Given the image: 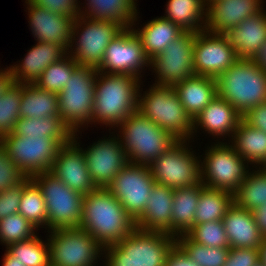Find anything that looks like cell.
Returning a JSON list of instances; mask_svg holds the SVG:
<instances>
[{
    "label": "cell",
    "mask_w": 266,
    "mask_h": 266,
    "mask_svg": "<svg viewBox=\"0 0 266 266\" xmlns=\"http://www.w3.org/2000/svg\"><path fill=\"white\" fill-rule=\"evenodd\" d=\"M29 179L30 177H26L21 183L0 193V221L8 215L18 213L22 187Z\"/></svg>",
    "instance_id": "obj_45"
},
{
    "label": "cell",
    "mask_w": 266,
    "mask_h": 266,
    "mask_svg": "<svg viewBox=\"0 0 266 266\" xmlns=\"http://www.w3.org/2000/svg\"><path fill=\"white\" fill-rule=\"evenodd\" d=\"M6 251L24 266H50L48 241L41 240L37 235L29 240L8 245Z\"/></svg>",
    "instance_id": "obj_38"
},
{
    "label": "cell",
    "mask_w": 266,
    "mask_h": 266,
    "mask_svg": "<svg viewBox=\"0 0 266 266\" xmlns=\"http://www.w3.org/2000/svg\"><path fill=\"white\" fill-rule=\"evenodd\" d=\"M150 87L143 94L139 90L137 111L176 139L192 140L193 120L186 113L173 86L153 84Z\"/></svg>",
    "instance_id": "obj_6"
},
{
    "label": "cell",
    "mask_w": 266,
    "mask_h": 266,
    "mask_svg": "<svg viewBox=\"0 0 266 266\" xmlns=\"http://www.w3.org/2000/svg\"><path fill=\"white\" fill-rule=\"evenodd\" d=\"M47 232L50 234L47 238L50 266H95L103 256V247L82 228Z\"/></svg>",
    "instance_id": "obj_13"
},
{
    "label": "cell",
    "mask_w": 266,
    "mask_h": 266,
    "mask_svg": "<svg viewBox=\"0 0 266 266\" xmlns=\"http://www.w3.org/2000/svg\"><path fill=\"white\" fill-rule=\"evenodd\" d=\"M259 260V249L230 248L223 266H255Z\"/></svg>",
    "instance_id": "obj_47"
},
{
    "label": "cell",
    "mask_w": 266,
    "mask_h": 266,
    "mask_svg": "<svg viewBox=\"0 0 266 266\" xmlns=\"http://www.w3.org/2000/svg\"><path fill=\"white\" fill-rule=\"evenodd\" d=\"M31 179L41 189L45 201L48 231L79 227L83 195L71 190L49 171L33 175Z\"/></svg>",
    "instance_id": "obj_9"
},
{
    "label": "cell",
    "mask_w": 266,
    "mask_h": 266,
    "mask_svg": "<svg viewBox=\"0 0 266 266\" xmlns=\"http://www.w3.org/2000/svg\"><path fill=\"white\" fill-rule=\"evenodd\" d=\"M26 175L10 159L6 148L0 142V193L21 183Z\"/></svg>",
    "instance_id": "obj_44"
},
{
    "label": "cell",
    "mask_w": 266,
    "mask_h": 266,
    "mask_svg": "<svg viewBox=\"0 0 266 266\" xmlns=\"http://www.w3.org/2000/svg\"><path fill=\"white\" fill-rule=\"evenodd\" d=\"M222 221L229 248L259 249L264 237L260 234L251 211L238 207L233 202Z\"/></svg>",
    "instance_id": "obj_25"
},
{
    "label": "cell",
    "mask_w": 266,
    "mask_h": 266,
    "mask_svg": "<svg viewBox=\"0 0 266 266\" xmlns=\"http://www.w3.org/2000/svg\"><path fill=\"white\" fill-rule=\"evenodd\" d=\"M133 27L132 30L140 39L144 52L149 60L153 56L163 52V50L184 31L178 25L165 19L163 16L148 21V23L144 24L142 29H135V26Z\"/></svg>",
    "instance_id": "obj_29"
},
{
    "label": "cell",
    "mask_w": 266,
    "mask_h": 266,
    "mask_svg": "<svg viewBox=\"0 0 266 266\" xmlns=\"http://www.w3.org/2000/svg\"><path fill=\"white\" fill-rule=\"evenodd\" d=\"M38 229L21 214L8 215L0 221V242L6 247L10 244L33 238Z\"/></svg>",
    "instance_id": "obj_42"
},
{
    "label": "cell",
    "mask_w": 266,
    "mask_h": 266,
    "mask_svg": "<svg viewBox=\"0 0 266 266\" xmlns=\"http://www.w3.org/2000/svg\"><path fill=\"white\" fill-rule=\"evenodd\" d=\"M255 266H266L262 261H258V263Z\"/></svg>",
    "instance_id": "obj_56"
},
{
    "label": "cell",
    "mask_w": 266,
    "mask_h": 266,
    "mask_svg": "<svg viewBox=\"0 0 266 266\" xmlns=\"http://www.w3.org/2000/svg\"><path fill=\"white\" fill-rule=\"evenodd\" d=\"M149 67V58L132 27L124 28L107 46L98 72L125 74L142 78V70ZM141 77V78H140Z\"/></svg>",
    "instance_id": "obj_16"
},
{
    "label": "cell",
    "mask_w": 266,
    "mask_h": 266,
    "mask_svg": "<svg viewBox=\"0 0 266 266\" xmlns=\"http://www.w3.org/2000/svg\"><path fill=\"white\" fill-rule=\"evenodd\" d=\"M255 62L259 64V66L266 72V42L260 48L257 55L253 58Z\"/></svg>",
    "instance_id": "obj_52"
},
{
    "label": "cell",
    "mask_w": 266,
    "mask_h": 266,
    "mask_svg": "<svg viewBox=\"0 0 266 266\" xmlns=\"http://www.w3.org/2000/svg\"><path fill=\"white\" fill-rule=\"evenodd\" d=\"M165 266H199L176 244L169 252Z\"/></svg>",
    "instance_id": "obj_49"
},
{
    "label": "cell",
    "mask_w": 266,
    "mask_h": 266,
    "mask_svg": "<svg viewBox=\"0 0 266 266\" xmlns=\"http://www.w3.org/2000/svg\"><path fill=\"white\" fill-rule=\"evenodd\" d=\"M186 235L193 242L207 247L229 248V241L222 220L193 225Z\"/></svg>",
    "instance_id": "obj_43"
},
{
    "label": "cell",
    "mask_w": 266,
    "mask_h": 266,
    "mask_svg": "<svg viewBox=\"0 0 266 266\" xmlns=\"http://www.w3.org/2000/svg\"><path fill=\"white\" fill-rule=\"evenodd\" d=\"M137 0H87L81 16L91 20L115 21L124 28L132 27L138 18Z\"/></svg>",
    "instance_id": "obj_28"
},
{
    "label": "cell",
    "mask_w": 266,
    "mask_h": 266,
    "mask_svg": "<svg viewBox=\"0 0 266 266\" xmlns=\"http://www.w3.org/2000/svg\"><path fill=\"white\" fill-rule=\"evenodd\" d=\"M68 51L58 43L37 42L28 50L25 58L16 65L7 67L15 83H35L43 71L52 63L59 61Z\"/></svg>",
    "instance_id": "obj_22"
},
{
    "label": "cell",
    "mask_w": 266,
    "mask_h": 266,
    "mask_svg": "<svg viewBox=\"0 0 266 266\" xmlns=\"http://www.w3.org/2000/svg\"><path fill=\"white\" fill-rule=\"evenodd\" d=\"M173 194L174 189L155 183L143 214L135 221V227L172 235Z\"/></svg>",
    "instance_id": "obj_24"
},
{
    "label": "cell",
    "mask_w": 266,
    "mask_h": 266,
    "mask_svg": "<svg viewBox=\"0 0 266 266\" xmlns=\"http://www.w3.org/2000/svg\"><path fill=\"white\" fill-rule=\"evenodd\" d=\"M82 228L104 248L120 242L136 227L122 204L107 190L96 188L83 196Z\"/></svg>",
    "instance_id": "obj_1"
},
{
    "label": "cell",
    "mask_w": 266,
    "mask_h": 266,
    "mask_svg": "<svg viewBox=\"0 0 266 266\" xmlns=\"http://www.w3.org/2000/svg\"><path fill=\"white\" fill-rule=\"evenodd\" d=\"M15 135H23L26 137H40L49 136L51 138H72L73 133L62 122L60 117H41L24 118L16 122L12 131Z\"/></svg>",
    "instance_id": "obj_36"
},
{
    "label": "cell",
    "mask_w": 266,
    "mask_h": 266,
    "mask_svg": "<svg viewBox=\"0 0 266 266\" xmlns=\"http://www.w3.org/2000/svg\"><path fill=\"white\" fill-rule=\"evenodd\" d=\"M189 143L178 140L148 165L157 184L179 189L201 183L200 158L191 151Z\"/></svg>",
    "instance_id": "obj_12"
},
{
    "label": "cell",
    "mask_w": 266,
    "mask_h": 266,
    "mask_svg": "<svg viewBox=\"0 0 266 266\" xmlns=\"http://www.w3.org/2000/svg\"><path fill=\"white\" fill-rule=\"evenodd\" d=\"M226 34L206 30L195 33L194 71L196 75L217 78L238 60Z\"/></svg>",
    "instance_id": "obj_17"
},
{
    "label": "cell",
    "mask_w": 266,
    "mask_h": 266,
    "mask_svg": "<svg viewBox=\"0 0 266 266\" xmlns=\"http://www.w3.org/2000/svg\"><path fill=\"white\" fill-rule=\"evenodd\" d=\"M233 202L232 192L204 186L200 190L194 225L222 220Z\"/></svg>",
    "instance_id": "obj_34"
},
{
    "label": "cell",
    "mask_w": 266,
    "mask_h": 266,
    "mask_svg": "<svg viewBox=\"0 0 266 266\" xmlns=\"http://www.w3.org/2000/svg\"><path fill=\"white\" fill-rule=\"evenodd\" d=\"M141 79L125 74L98 72L95 81L92 124L116 128L138 109ZM98 122V123H97Z\"/></svg>",
    "instance_id": "obj_2"
},
{
    "label": "cell",
    "mask_w": 266,
    "mask_h": 266,
    "mask_svg": "<svg viewBox=\"0 0 266 266\" xmlns=\"http://www.w3.org/2000/svg\"><path fill=\"white\" fill-rule=\"evenodd\" d=\"M250 170L246 179L233 193L234 203L248 211L266 204V171L261 167Z\"/></svg>",
    "instance_id": "obj_35"
},
{
    "label": "cell",
    "mask_w": 266,
    "mask_h": 266,
    "mask_svg": "<svg viewBox=\"0 0 266 266\" xmlns=\"http://www.w3.org/2000/svg\"><path fill=\"white\" fill-rule=\"evenodd\" d=\"M71 139L49 136L26 137L11 132L0 138V142L15 165L26 177L31 178L33 175L48 172L60 147Z\"/></svg>",
    "instance_id": "obj_11"
},
{
    "label": "cell",
    "mask_w": 266,
    "mask_h": 266,
    "mask_svg": "<svg viewBox=\"0 0 266 266\" xmlns=\"http://www.w3.org/2000/svg\"><path fill=\"white\" fill-rule=\"evenodd\" d=\"M238 58L253 59L266 42V11L264 8L226 33Z\"/></svg>",
    "instance_id": "obj_26"
},
{
    "label": "cell",
    "mask_w": 266,
    "mask_h": 266,
    "mask_svg": "<svg viewBox=\"0 0 266 266\" xmlns=\"http://www.w3.org/2000/svg\"><path fill=\"white\" fill-rule=\"evenodd\" d=\"M259 257L260 261L266 265V238L263 239L262 244L259 247Z\"/></svg>",
    "instance_id": "obj_54"
},
{
    "label": "cell",
    "mask_w": 266,
    "mask_h": 266,
    "mask_svg": "<svg viewBox=\"0 0 266 266\" xmlns=\"http://www.w3.org/2000/svg\"><path fill=\"white\" fill-rule=\"evenodd\" d=\"M217 141L208 146L204 160H200L201 183L205 187L234 193L246 179L249 164L230 143Z\"/></svg>",
    "instance_id": "obj_10"
},
{
    "label": "cell",
    "mask_w": 266,
    "mask_h": 266,
    "mask_svg": "<svg viewBox=\"0 0 266 266\" xmlns=\"http://www.w3.org/2000/svg\"><path fill=\"white\" fill-rule=\"evenodd\" d=\"M242 116L235 108L218 95L194 118L192 139L197 129H202L217 138L230 137Z\"/></svg>",
    "instance_id": "obj_23"
},
{
    "label": "cell",
    "mask_w": 266,
    "mask_h": 266,
    "mask_svg": "<svg viewBox=\"0 0 266 266\" xmlns=\"http://www.w3.org/2000/svg\"><path fill=\"white\" fill-rule=\"evenodd\" d=\"M18 213L38 230L39 228L47 229L45 201L41 189L31 178L22 187V196Z\"/></svg>",
    "instance_id": "obj_37"
},
{
    "label": "cell",
    "mask_w": 266,
    "mask_h": 266,
    "mask_svg": "<svg viewBox=\"0 0 266 266\" xmlns=\"http://www.w3.org/2000/svg\"><path fill=\"white\" fill-rule=\"evenodd\" d=\"M260 234L266 238V204L252 211Z\"/></svg>",
    "instance_id": "obj_50"
},
{
    "label": "cell",
    "mask_w": 266,
    "mask_h": 266,
    "mask_svg": "<svg viewBox=\"0 0 266 266\" xmlns=\"http://www.w3.org/2000/svg\"><path fill=\"white\" fill-rule=\"evenodd\" d=\"M2 266H24L17 258L12 257L7 251H5L3 256Z\"/></svg>",
    "instance_id": "obj_53"
},
{
    "label": "cell",
    "mask_w": 266,
    "mask_h": 266,
    "mask_svg": "<svg viewBox=\"0 0 266 266\" xmlns=\"http://www.w3.org/2000/svg\"><path fill=\"white\" fill-rule=\"evenodd\" d=\"M195 33L183 31L164 50L149 60L155 85L174 86L196 75L194 71ZM157 82V83H156Z\"/></svg>",
    "instance_id": "obj_14"
},
{
    "label": "cell",
    "mask_w": 266,
    "mask_h": 266,
    "mask_svg": "<svg viewBox=\"0 0 266 266\" xmlns=\"http://www.w3.org/2000/svg\"><path fill=\"white\" fill-rule=\"evenodd\" d=\"M31 4L45 8L54 14L67 15L73 19L81 15L77 0H27Z\"/></svg>",
    "instance_id": "obj_46"
},
{
    "label": "cell",
    "mask_w": 266,
    "mask_h": 266,
    "mask_svg": "<svg viewBox=\"0 0 266 266\" xmlns=\"http://www.w3.org/2000/svg\"><path fill=\"white\" fill-rule=\"evenodd\" d=\"M192 120L217 96L216 78L194 75L173 86Z\"/></svg>",
    "instance_id": "obj_27"
},
{
    "label": "cell",
    "mask_w": 266,
    "mask_h": 266,
    "mask_svg": "<svg viewBox=\"0 0 266 266\" xmlns=\"http://www.w3.org/2000/svg\"><path fill=\"white\" fill-rule=\"evenodd\" d=\"M217 95L243 116L266 102V72L253 59L239 58L216 78Z\"/></svg>",
    "instance_id": "obj_4"
},
{
    "label": "cell",
    "mask_w": 266,
    "mask_h": 266,
    "mask_svg": "<svg viewBox=\"0 0 266 266\" xmlns=\"http://www.w3.org/2000/svg\"><path fill=\"white\" fill-rule=\"evenodd\" d=\"M98 71L94 67L76 65L67 85L58 94V112L62 122L72 133L92 125L95 81Z\"/></svg>",
    "instance_id": "obj_7"
},
{
    "label": "cell",
    "mask_w": 266,
    "mask_h": 266,
    "mask_svg": "<svg viewBox=\"0 0 266 266\" xmlns=\"http://www.w3.org/2000/svg\"><path fill=\"white\" fill-rule=\"evenodd\" d=\"M263 0H215L207 5L205 30L226 34L263 9Z\"/></svg>",
    "instance_id": "obj_20"
},
{
    "label": "cell",
    "mask_w": 266,
    "mask_h": 266,
    "mask_svg": "<svg viewBox=\"0 0 266 266\" xmlns=\"http://www.w3.org/2000/svg\"><path fill=\"white\" fill-rule=\"evenodd\" d=\"M176 237L165 232L135 228L120 242L103 248L108 266H165Z\"/></svg>",
    "instance_id": "obj_3"
},
{
    "label": "cell",
    "mask_w": 266,
    "mask_h": 266,
    "mask_svg": "<svg viewBox=\"0 0 266 266\" xmlns=\"http://www.w3.org/2000/svg\"><path fill=\"white\" fill-rule=\"evenodd\" d=\"M176 244L199 266H223L230 249L207 247L195 243L186 234L177 236Z\"/></svg>",
    "instance_id": "obj_39"
},
{
    "label": "cell",
    "mask_w": 266,
    "mask_h": 266,
    "mask_svg": "<svg viewBox=\"0 0 266 266\" xmlns=\"http://www.w3.org/2000/svg\"><path fill=\"white\" fill-rule=\"evenodd\" d=\"M21 84L13 83L5 94L0 97V138L13 131L20 119Z\"/></svg>",
    "instance_id": "obj_41"
},
{
    "label": "cell",
    "mask_w": 266,
    "mask_h": 266,
    "mask_svg": "<svg viewBox=\"0 0 266 266\" xmlns=\"http://www.w3.org/2000/svg\"><path fill=\"white\" fill-rule=\"evenodd\" d=\"M113 135L83 149L90 178L96 188H107L129 162L119 138Z\"/></svg>",
    "instance_id": "obj_18"
},
{
    "label": "cell",
    "mask_w": 266,
    "mask_h": 266,
    "mask_svg": "<svg viewBox=\"0 0 266 266\" xmlns=\"http://www.w3.org/2000/svg\"><path fill=\"white\" fill-rule=\"evenodd\" d=\"M77 136V132L73 133L72 139L60 147L49 172L71 190L84 196L96 187L90 178L83 147H80Z\"/></svg>",
    "instance_id": "obj_19"
},
{
    "label": "cell",
    "mask_w": 266,
    "mask_h": 266,
    "mask_svg": "<svg viewBox=\"0 0 266 266\" xmlns=\"http://www.w3.org/2000/svg\"><path fill=\"white\" fill-rule=\"evenodd\" d=\"M58 94L44 90L34 83L21 84L20 117H59Z\"/></svg>",
    "instance_id": "obj_32"
},
{
    "label": "cell",
    "mask_w": 266,
    "mask_h": 266,
    "mask_svg": "<svg viewBox=\"0 0 266 266\" xmlns=\"http://www.w3.org/2000/svg\"><path fill=\"white\" fill-rule=\"evenodd\" d=\"M155 183L148 165L128 162L107 186V190L136 221L143 214Z\"/></svg>",
    "instance_id": "obj_15"
},
{
    "label": "cell",
    "mask_w": 266,
    "mask_h": 266,
    "mask_svg": "<svg viewBox=\"0 0 266 266\" xmlns=\"http://www.w3.org/2000/svg\"><path fill=\"white\" fill-rule=\"evenodd\" d=\"M203 1H204L205 5L207 6L208 4L212 3L215 0H203Z\"/></svg>",
    "instance_id": "obj_55"
},
{
    "label": "cell",
    "mask_w": 266,
    "mask_h": 266,
    "mask_svg": "<svg viewBox=\"0 0 266 266\" xmlns=\"http://www.w3.org/2000/svg\"><path fill=\"white\" fill-rule=\"evenodd\" d=\"M26 8L29 26L37 42L58 43L67 51L72 40L74 20L67 15L54 14L51 11L29 3ZM37 38V39H36Z\"/></svg>",
    "instance_id": "obj_21"
},
{
    "label": "cell",
    "mask_w": 266,
    "mask_h": 266,
    "mask_svg": "<svg viewBox=\"0 0 266 266\" xmlns=\"http://www.w3.org/2000/svg\"><path fill=\"white\" fill-rule=\"evenodd\" d=\"M233 149L252 167L260 168L266 162V132L253 128L242 119L230 137ZM256 164V165H255Z\"/></svg>",
    "instance_id": "obj_30"
},
{
    "label": "cell",
    "mask_w": 266,
    "mask_h": 266,
    "mask_svg": "<svg viewBox=\"0 0 266 266\" xmlns=\"http://www.w3.org/2000/svg\"><path fill=\"white\" fill-rule=\"evenodd\" d=\"M76 65L75 60L67 54L50 64L34 84L41 89L59 94L73 75Z\"/></svg>",
    "instance_id": "obj_40"
},
{
    "label": "cell",
    "mask_w": 266,
    "mask_h": 266,
    "mask_svg": "<svg viewBox=\"0 0 266 266\" xmlns=\"http://www.w3.org/2000/svg\"><path fill=\"white\" fill-rule=\"evenodd\" d=\"M14 83V79L8 68L0 70V97H2L8 88Z\"/></svg>",
    "instance_id": "obj_51"
},
{
    "label": "cell",
    "mask_w": 266,
    "mask_h": 266,
    "mask_svg": "<svg viewBox=\"0 0 266 266\" xmlns=\"http://www.w3.org/2000/svg\"><path fill=\"white\" fill-rule=\"evenodd\" d=\"M166 6L163 17L184 31L197 33L205 30L207 6L203 0H169Z\"/></svg>",
    "instance_id": "obj_33"
},
{
    "label": "cell",
    "mask_w": 266,
    "mask_h": 266,
    "mask_svg": "<svg viewBox=\"0 0 266 266\" xmlns=\"http://www.w3.org/2000/svg\"><path fill=\"white\" fill-rule=\"evenodd\" d=\"M264 171H266V162L264 163V165L261 167Z\"/></svg>",
    "instance_id": "obj_57"
},
{
    "label": "cell",
    "mask_w": 266,
    "mask_h": 266,
    "mask_svg": "<svg viewBox=\"0 0 266 266\" xmlns=\"http://www.w3.org/2000/svg\"><path fill=\"white\" fill-rule=\"evenodd\" d=\"M242 120L253 128L266 132V102L249 109Z\"/></svg>",
    "instance_id": "obj_48"
},
{
    "label": "cell",
    "mask_w": 266,
    "mask_h": 266,
    "mask_svg": "<svg viewBox=\"0 0 266 266\" xmlns=\"http://www.w3.org/2000/svg\"><path fill=\"white\" fill-rule=\"evenodd\" d=\"M121 145L130 163L149 165L178 139L136 111L118 126Z\"/></svg>",
    "instance_id": "obj_5"
},
{
    "label": "cell",
    "mask_w": 266,
    "mask_h": 266,
    "mask_svg": "<svg viewBox=\"0 0 266 266\" xmlns=\"http://www.w3.org/2000/svg\"><path fill=\"white\" fill-rule=\"evenodd\" d=\"M123 29L115 21L91 20L80 15L74 20L68 54L78 65L98 69L107 46Z\"/></svg>",
    "instance_id": "obj_8"
},
{
    "label": "cell",
    "mask_w": 266,
    "mask_h": 266,
    "mask_svg": "<svg viewBox=\"0 0 266 266\" xmlns=\"http://www.w3.org/2000/svg\"><path fill=\"white\" fill-rule=\"evenodd\" d=\"M202 183L174 189L172 202V235L175 237L186 234L194 225L195 212Z\"/></svg>",
    "instance_id": "obj_31"
}]
</instances>
